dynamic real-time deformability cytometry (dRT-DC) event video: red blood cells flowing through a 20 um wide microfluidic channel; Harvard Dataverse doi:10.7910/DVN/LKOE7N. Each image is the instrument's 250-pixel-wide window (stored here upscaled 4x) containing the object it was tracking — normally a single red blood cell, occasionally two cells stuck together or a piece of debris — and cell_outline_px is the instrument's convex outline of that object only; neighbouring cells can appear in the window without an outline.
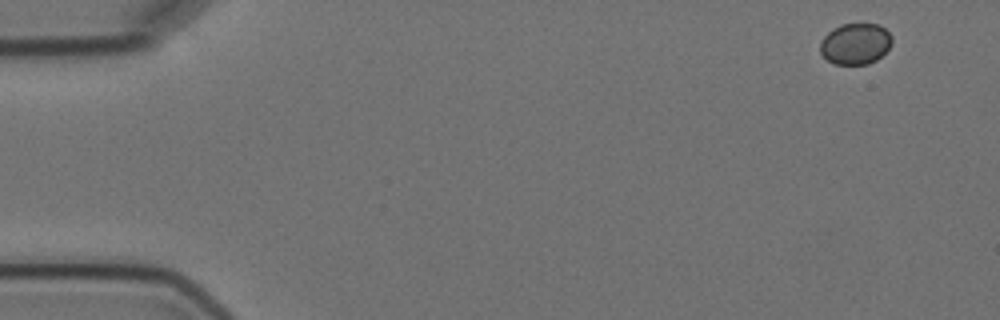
{"species": "Egyptian fruit bat (a non-hibernating species)", "species_latin": "Rousettus aegyptiacus", "temperature_condition": "cold", "stored_images_in_passage": 5, "camera_frame_rate_fps": 3000, "um_per_image_px": 0.085, "animal": {"sex": "female"}, "frame": {"image": 1, "passage_image": 1, "time_ms": 0.0, "image_size_px": [1000, 320], "cell_outline_px": [[892, 44], [876, 60], [868, 64], [836, 64], [828, 60], [820, 52], [820, 44], [824, 36], [832, 28], [840, 24], [880, 24], [892, 36]], "centroid_in_image_um": [72.71, 3.71], "position_along_channel_um": 12.3, "area_um2": 17.17}}
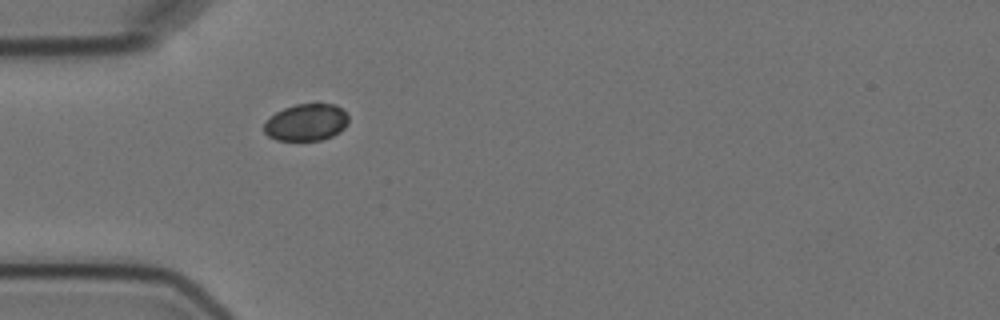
{"frame": {"image": 2, "passage_image": 5, "time_ms": 4.667, "image_size_px": [1000, 320], "cell_outline_px": [[348, 124], [340, 132], [332, 136], [320, 140], [276, 140], [268, 136], [264, 132], [264, 124], [276, 112], [284, 108], [296, 104], [336, 104], [348, 116]], "centroid_in_image_um": [26.04, 10.4], "position_along_channel_um": 59.0, "area_um2": 18.09}}